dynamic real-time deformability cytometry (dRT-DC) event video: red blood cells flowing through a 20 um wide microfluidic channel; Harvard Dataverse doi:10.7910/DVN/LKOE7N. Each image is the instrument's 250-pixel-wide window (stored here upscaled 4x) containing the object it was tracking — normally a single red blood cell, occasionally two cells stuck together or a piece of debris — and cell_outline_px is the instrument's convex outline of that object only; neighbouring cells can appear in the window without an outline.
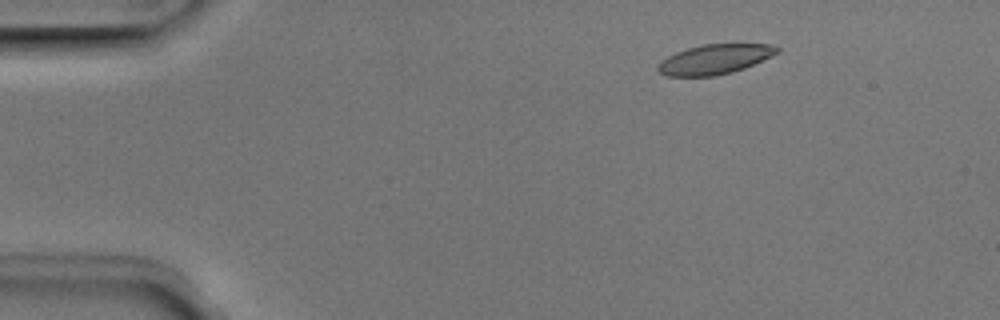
{"species": "Egyptian fruit bat (a non-hibernating species)", "species_latin": "Rousettus aegyptiacus", "temperature_condition": "room temperature", "stored_images_in_passage": 3, "camera_frame_rate_fps": 3000, "um_per_image_px": 0.085, "animal": {"sex": "male"}, "frame": {"image": 1, "passage_image": 1, "time_ms": 0.0, "image_size_px": [1000, 320], "cell_outline_px": [[780, 52], [744, 68], [732, 72], [712, 76], [668, 76], [660, 72], [656, 68], [660, 60], [676, 52], [688, 48], [704, 44], [768, 44], [780, 48]], "centroid_in_image_um": [60.73, 5.03], "position_along_channel_um": 24.3, "area_um2": 20.52}}